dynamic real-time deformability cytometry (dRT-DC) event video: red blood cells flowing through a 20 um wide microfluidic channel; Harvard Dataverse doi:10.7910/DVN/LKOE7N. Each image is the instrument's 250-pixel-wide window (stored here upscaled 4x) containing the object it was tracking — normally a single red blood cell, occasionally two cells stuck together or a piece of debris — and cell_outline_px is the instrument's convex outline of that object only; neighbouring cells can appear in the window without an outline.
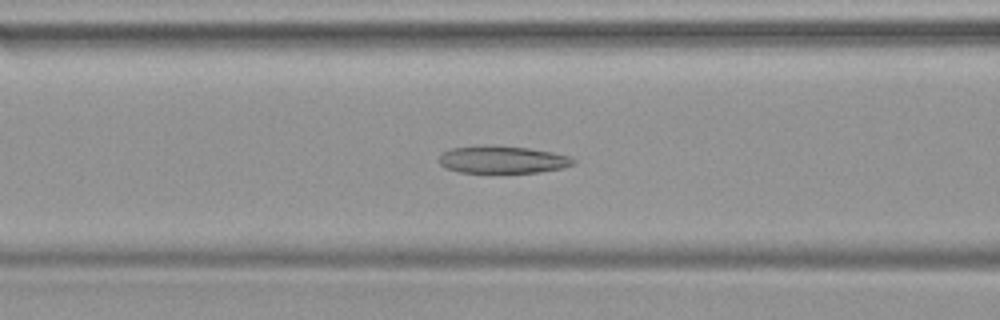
{"species": "common noctule bat (a hibernating species)", "species_latin": "Nyctalus noctula", "temperature_condition": "warm", "stored_images_in_passage": 47, "camera_frame_rate_fps": 3000, "um_per_image_px": 0.085, "animal": {"sex": "female", "body_mass_g": 19.9}, "frame": {"image": 1, "passage_image": 19, "time_ms": 6.0, "image_size_px": [1000, 320], "cell_outline_px": [[576, 164], [564, 168], [540, 172], [460, 172], [444, 168], [436, 160], [440, 152], [452, 148], [476, 144], [484, 144], [528, 148], [552, 152], [568, 156], [576, 160]], "centroid_in_image_um": [42.65, 13.55], "position_along_channel_um": 124.0, "area_um2": 21.91}}
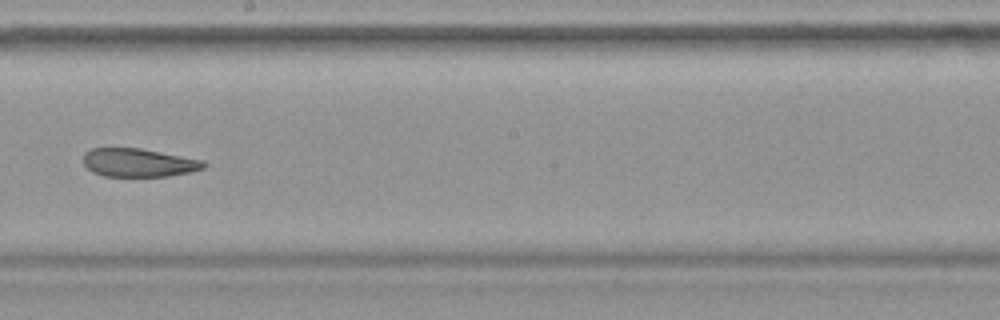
{"frame": {"image": 2, "passage_image": 27, "time_ms": 8.667, "image_size_px": [1000, 320], "cell_outline_px": [[208, 164], [204, 168], [188, 172], [168, 176], [104, 176], [92, 172], [84, 164], [84, 152], [92, 148], [140, 148], [204, 160]], "centroid_in_image_um": [11.78, 13.82], "position_along_channel_um": 236.4, "area_um2": 19.88}}
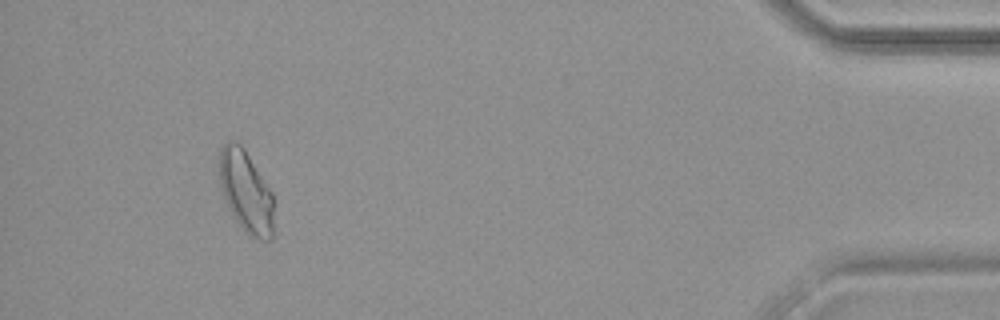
{"frame": {"image": 3, "passage_image": 44, "time_ms": 14.333, "image_size_px": [1000, 320], "cell_outline_px": [[276, 204], [272, 236], [268, 240], [260, 240], [248, 236], [244, 232], [228, 208], [220, 188], [220, 148], [228, 140], [236, 140], [244, 148], [272, 192]], "centroid_in_image_um": [20.94, 16.32], "position_along_channel_um": 414.3, "area_um2": 26.53}}